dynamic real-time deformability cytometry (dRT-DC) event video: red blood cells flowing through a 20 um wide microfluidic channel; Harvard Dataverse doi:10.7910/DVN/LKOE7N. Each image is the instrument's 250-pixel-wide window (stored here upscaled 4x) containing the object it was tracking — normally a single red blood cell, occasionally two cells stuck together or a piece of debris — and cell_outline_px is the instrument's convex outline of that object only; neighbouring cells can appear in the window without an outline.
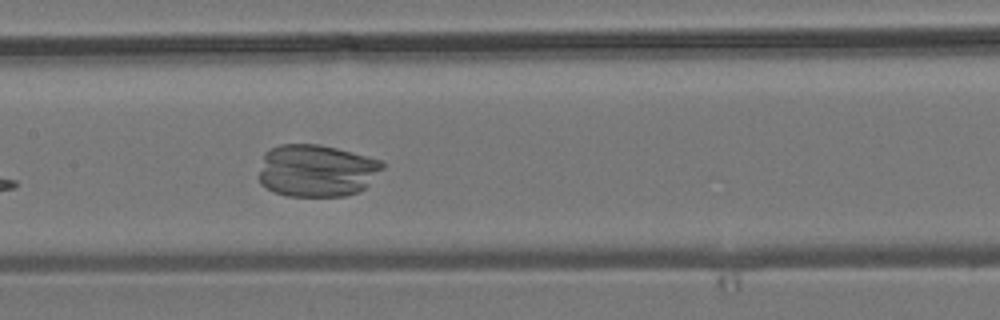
{"species": "common noctule bat (a hibernating species)", "species_latin": "Nyctalus noctula", "temperature_condition": "room temperature", "stored_images_in_passage": 6, "camera_frame_rate_fps": 3000, "um_per_image_px": 0.085, "animal": {"sex": "male", "body_mass_g": 19.2, "forearm_length_mm": 51.8}, "frame": {"image": 1, "passage_image": 6, "time_ms": 5.667, "image_size_px": [1000, 320], "cell_outline_px": [[384, 168], [360, 192], [344, 196], [288, 196], [276, 192], [260, 184], [260, 172], [264, 152], [268, 148], [280, 144], [320, 144], [336, 148], [380, 160], [384, 164]], "centroid_in_image_um": [26.9, 14.5], "position_along_channel_um": 180.5, "area_um2": 37.69}}